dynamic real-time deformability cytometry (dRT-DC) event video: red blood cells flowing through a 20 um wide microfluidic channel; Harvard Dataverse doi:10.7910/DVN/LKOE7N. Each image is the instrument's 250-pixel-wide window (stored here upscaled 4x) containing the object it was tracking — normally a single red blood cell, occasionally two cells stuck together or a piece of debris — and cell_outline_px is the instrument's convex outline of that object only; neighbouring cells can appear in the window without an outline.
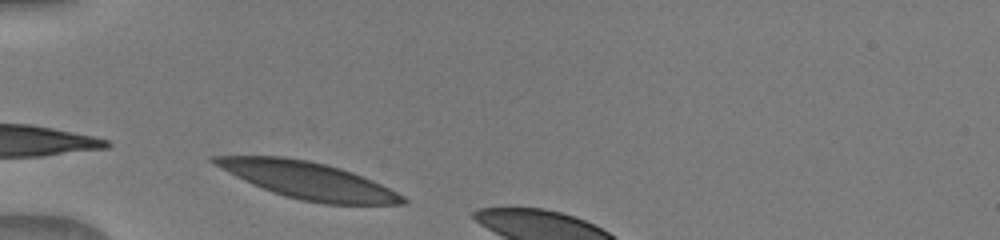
{"species": "human", "species_latin": "Homo sapiens", "temperature_condition": "warm", "stored_images_in_passage": 6, "camera_frame_rate_fps": 3000, "um_per_image_px": 0.085, "donor": {"sex": "male"}, "frame": {"image": 1, "passage_image": 2, "time_ms": 0.333, "image_size_px": [1000, 240], "cell_outline_px": [[408, 200], [404, 204], [324, 204], [300, 200], [272, 192], [252, 184], [212, 164], [208, 160], [208, 156], [284, 156], [308, 160], [340, 168], [352, 172], [372, 180], [404, 196]], "centroid_in_image_um": [26.14, 15.32], "position_along_channel_um": 58.9, "area_um2": 40.23}}